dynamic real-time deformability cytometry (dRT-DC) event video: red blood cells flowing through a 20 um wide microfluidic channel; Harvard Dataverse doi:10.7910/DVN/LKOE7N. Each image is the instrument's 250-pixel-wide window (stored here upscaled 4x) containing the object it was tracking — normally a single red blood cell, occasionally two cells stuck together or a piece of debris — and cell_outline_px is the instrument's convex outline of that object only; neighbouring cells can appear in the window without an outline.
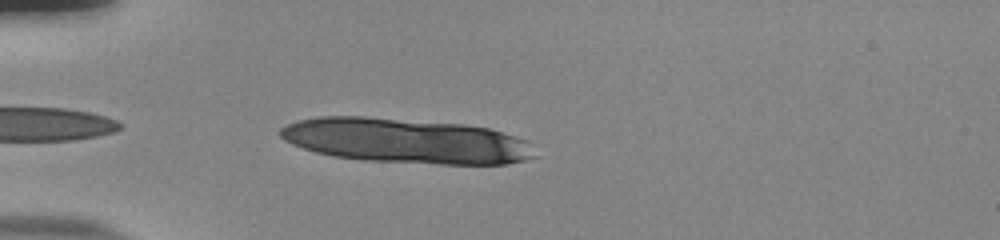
{"species": "human", "species_latin": "Homo sapiens", "temperature_condition": "room temperature", "stored_images_in_passage": 6, "camera_frame_rate_fps": 3000, "um_per_image_px": 0.085, "donor": {"sex": "male"}, "frame": {"image": 1, "passage_image": 2, "time_ms": 0.333, "image_size_px": [1000, 240], "cell_outline_px": [[536, 156], [524, 160], [508, 164], [440, 164], [364, 160], [332, 156], [316, 152], [292, 144], [284, 140], [276, 132], [280, 128], [296, 120], [320, 116], [364, 116], [464, 124], [488, 128], [528, 140]], "centroid_in_image_um": [34.48, 11.96], "position_along_channel_um": 50.5, "area_um2": 66.76}}